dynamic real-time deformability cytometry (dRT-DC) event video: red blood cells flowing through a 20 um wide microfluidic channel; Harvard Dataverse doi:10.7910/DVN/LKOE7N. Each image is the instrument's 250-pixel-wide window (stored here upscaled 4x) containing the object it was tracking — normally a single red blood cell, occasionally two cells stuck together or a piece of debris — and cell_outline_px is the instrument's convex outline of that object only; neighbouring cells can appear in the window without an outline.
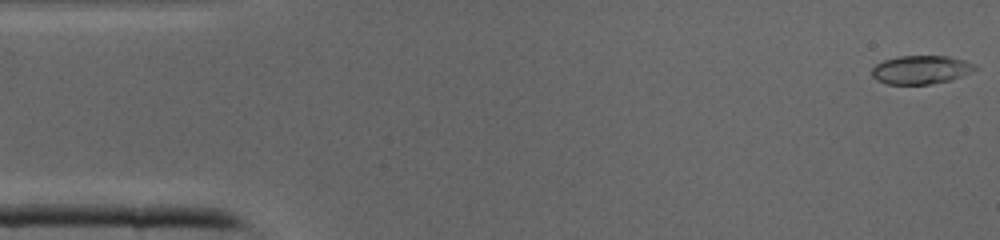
{"species": "common noctule bat (a hibernating species)", "species_latin": "Nyctalus noctula", "temperature_condition": "cold", "stored_images_in_passage": 41, "camera_frame_rate_fps": 3000, "um_per_image_px": 0.085, "animal": {"sex": "male", "body_mass_g": 19.0, "forearm_length_mm": 50.8}, "frame": {"image": 1, "passage_image": 1, "time_ms": 0.0, "image_size_px": [1000, 240], "cell_outline_px": [[976, 68], [972, 72], [952, 80], [928, 84], [888, 84], [876, 80], [872, 76], [872, 68], [876, 64], [884, 60], [896, 56], [948, 56], [964, 60], [976, 64]], "centroid_in_image_um": [78.28, 5.92], "position_along_channel_um": 6.7, "area_um2": 17.22}}
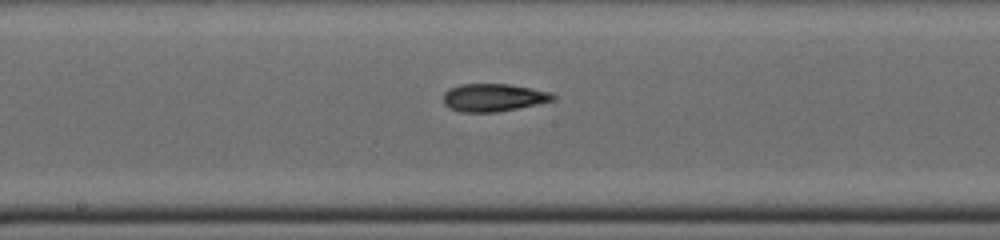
{"frame": {"image": 2, "passage_image": 21, "time_ms": 6.667, "image_size_px": [1000, 240], "cell_outline_px": [[556, 100], [496, 112], [460, 112], [448, 108], [444, 104], [444, 92], [448, 88], [460, 84], [508, 84], [552, 92], [556, 96]], "centroid_in_image_um": [41.92, 8.29], "position_along_channel_um": 206.3, "area_um2": 17.8}}
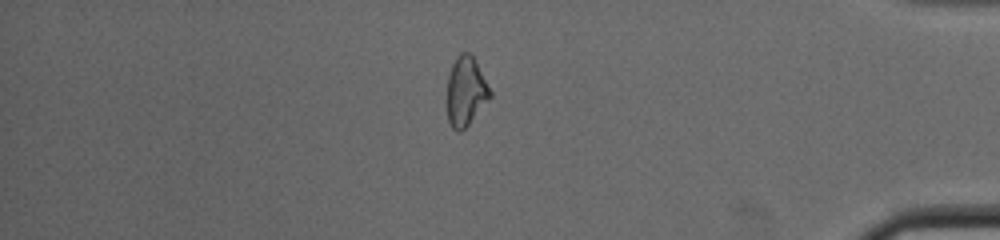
{"frame": {"image": 3, "passage_image": 35, "time_ms": 11.333, "image_size_px": [1000, 240], "cell_outline_px": [[492, 96], [468, 124], [460, 132], [456, 132], [452, 128], [448, 120], [448, 76], [452, 64], [456, 56], [460, 52], [468, 52], [472, 56], [492, 92]], "centroid_in_image_um": [39.59, 7.77], "position_along_channel_um": 395.6, "area_um2": 17.05}}